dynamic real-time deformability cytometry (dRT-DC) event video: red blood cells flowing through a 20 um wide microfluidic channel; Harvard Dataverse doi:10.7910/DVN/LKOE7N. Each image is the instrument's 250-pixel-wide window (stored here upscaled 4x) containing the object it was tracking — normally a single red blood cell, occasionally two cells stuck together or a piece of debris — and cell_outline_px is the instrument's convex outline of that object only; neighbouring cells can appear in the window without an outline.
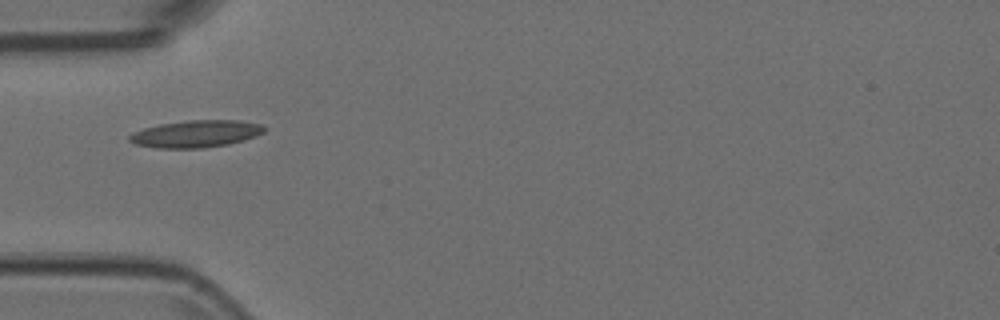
{"species": "Egyptian fruit bat (a non-hibernating species)", "species_latin": "Rousettus aegyptiacus", "temperature_condition": "room temperature", "stored_images_in_passage": 17, "camera_frame_rate_fps": 3000, "um_per_image_px": 0.085, "animal": {"sex": "female"}, "frame": {"image": 1, "passage_image": 1, "time_ms": 0.0, "image_size_px": [1000, 320], "cell_outline_px": [[268, 128], [264, 132], [256, 136], [244, 140], [228, 144], [204, 148], [156, 148], [136, 144], [128, 140], [128, 136], [132, 132], [144, 128], [160, 124], [188, 120], [240, 120], [264, 124]], "centroid_in_image_um": [16.69, 11.37], "position_along_channel_um": 68.3, "area_um2": 21.56}}
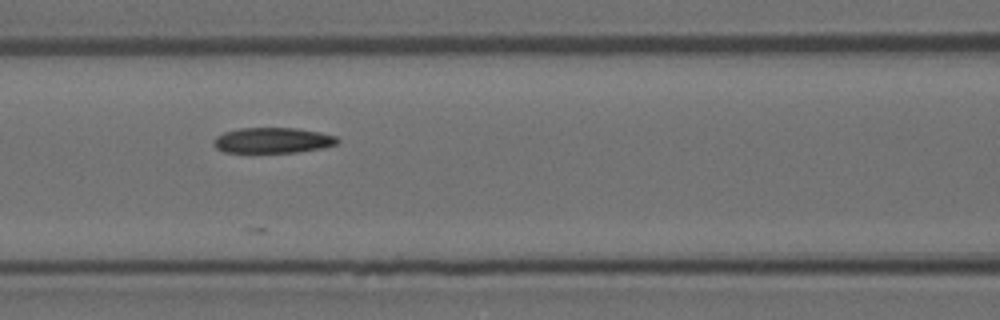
{"frame": {"image": 2, "passage_image": 7, "time_ms": 2.0, "image_size_px": [1000, 320], "cell_outline_px": [[340, 140], [336, 144], [320, 148], [296, 152], [224, 152], [216, 148], [212, 144], [212, 140], [216, 136], [224, 132], [240, 128], [296, 128], [320, 132], [336, 136]], "centroid_in_image_um": [23.14, 11.92], "position_along_channel_um": 143.5, "area_um2": 18.38}}
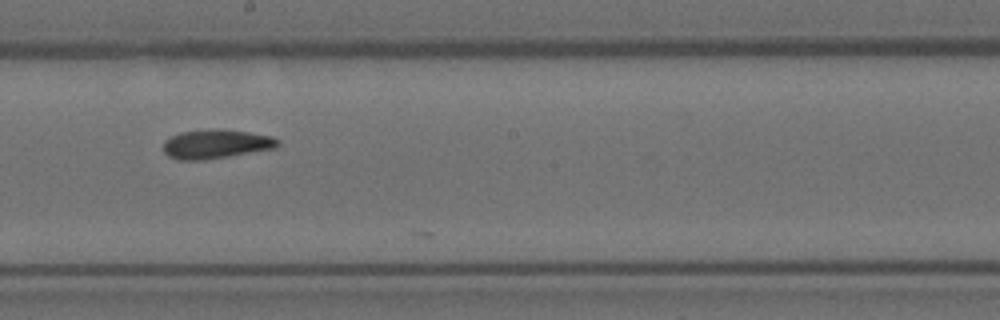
{"frame": {"image": 3, "passage_image": 14, "time_ms": 4.333, "image_size_px": [1000, 320], "cell_outline_px": [[280, 144], [276, 148], [204, 160], [176, 160], [168, 156], [164, 152], [164, 140], [180, 132], [216, 128], [224, 128], [272, 136], [280, 140]], "centroid_in_image_um": [18.37, 12.23], "position_along_channel_um": 229.8, "area_um2": 19.59}}